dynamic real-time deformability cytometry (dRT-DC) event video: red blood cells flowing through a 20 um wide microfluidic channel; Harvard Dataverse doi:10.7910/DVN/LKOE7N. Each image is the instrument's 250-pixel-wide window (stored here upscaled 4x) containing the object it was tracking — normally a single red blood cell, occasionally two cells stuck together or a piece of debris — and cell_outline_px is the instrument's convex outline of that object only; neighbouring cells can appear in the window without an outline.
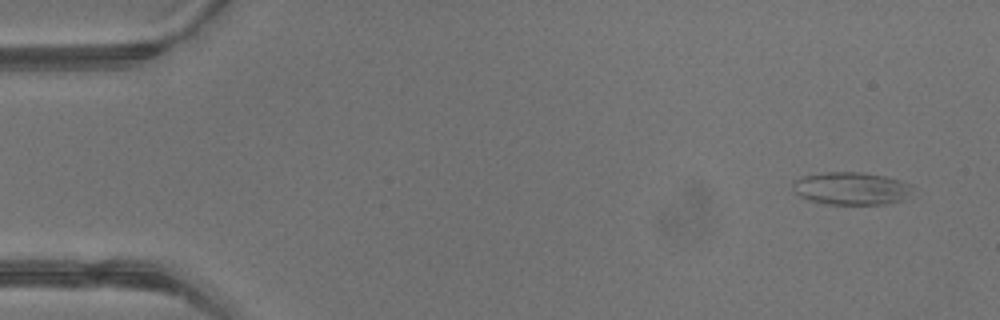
{"species": "common noctule bat (a hibernating species)", "species_latin": "Nyctalus noctula", "temperature_condition": "warm", "stored_images_in_passage": 3, "camera_frame_rate_fps": 3000, "um_per_image_px": 0.085, "animal": {"sex": "male", "body_mass_g": 13.3}, "frame": {"image": 1, "passage_image": 1, "time_ms": 0.0, "image_size_px": [1000, 320], "cell_outline_px": [[912, 188], [900, 200], [884, 204], [824, 204], [800, 196], [792, 188], [792, 184], [796, 180], [804, 176], [824, 172], [860, 172], [884, 176], [900, 180], [912, 184]], "centroid_in_image_um": [72.33, 16.01], "position_along_channel_um": 12.7, "area_um2": 22.43}}